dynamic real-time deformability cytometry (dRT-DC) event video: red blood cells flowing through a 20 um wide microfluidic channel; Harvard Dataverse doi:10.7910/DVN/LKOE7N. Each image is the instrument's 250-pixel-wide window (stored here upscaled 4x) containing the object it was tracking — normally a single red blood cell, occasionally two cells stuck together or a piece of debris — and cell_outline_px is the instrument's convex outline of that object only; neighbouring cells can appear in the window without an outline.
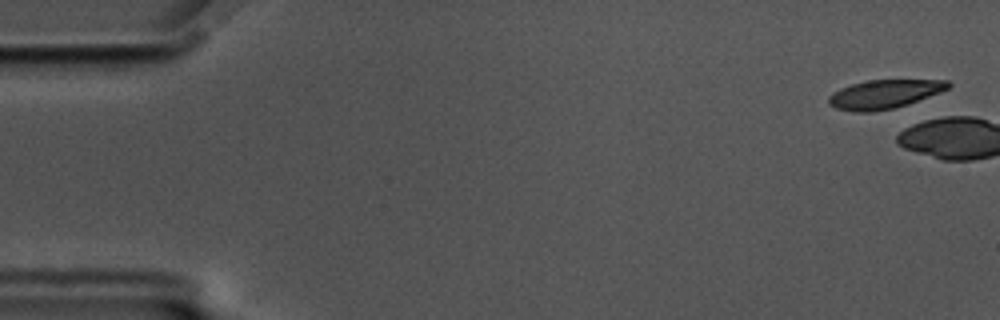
{"species": "common noctule bat (a hibernating species)", "species_latin": "Nyctalus noctula", "temperature_condition": "cold", "stored_images_in_passage": 5, "camera_frame_rate_fps": 3000, "um_per_image_px": 0.085, "animal": {"sex": "male", "body_mass_g": 17.5, "forearm_length_mm": 52.3}, "frame": {"image": 1, "passage_image": 2, "time_ms": 0.333, "image_size_px": [1000, 320], "cell_outline_px": [[952, 84], [948, 88], [940, 92], [892, 108], [872, 112], [856, 112], [836, 108], [828, 104], [828, 96], [832, 92], [840, 88], [852, 84], [868, 80], [948, 80]], "centroid_in_image_um": [75.11, 7.99], "position_along_channel_um": 9.9, "area_um2": 19.77}}